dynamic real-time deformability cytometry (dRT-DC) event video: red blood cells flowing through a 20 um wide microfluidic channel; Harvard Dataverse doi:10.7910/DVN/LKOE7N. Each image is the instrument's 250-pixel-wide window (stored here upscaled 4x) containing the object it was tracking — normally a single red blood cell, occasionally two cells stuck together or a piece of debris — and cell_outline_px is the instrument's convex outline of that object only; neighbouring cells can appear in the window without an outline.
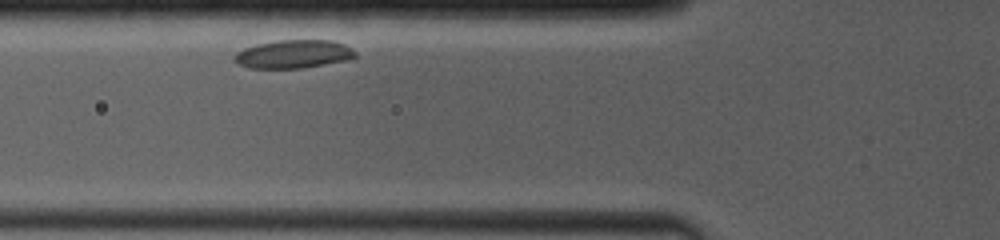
{"species": "common noctule bat (a hibernating species)", "species_latin": "Nyctalus noctula", "temperature_condition": "room temperature", "stored_images_in_passage": 17, "camera_frame_rate_fps": 4000, "um_per_image_px": 0.085, "animal": {"sex": "female", "body_mass_g": 19.0, "forearm_length_mm": 53.3}, "frame": {"image": 1, "passage_image": 2, "time_ms": 0.75, "image_size_px": [1000, 240], "cell_outline_px": [[356, 56], [344, 60], [324, 64], [300, 68], [248, 68], [240, 64], [232, 56], [236, 52], [244, 48], [256, 44], [276, 40], [332, 40], [344, 44], [356, 52]], "centroid_in_image_um": [24.91, 4.58], "position_along_channel_um": 100.9, "area_um2": 19.77}}
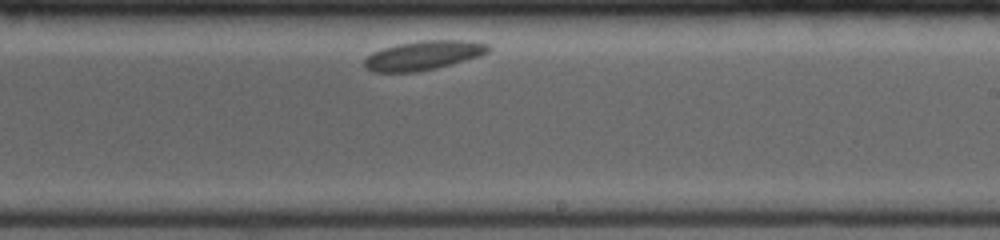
{"frame": {"image": 2, "passage_image": 10, "time_ms": 5.25, "image_size_px": [1000, 240], "cell_outline_px": [[492, 48], [488, 52], [480, 56], [452, 64], [436, 68], [416, 72], [372, 72], [364, 68], [364, 60], [372, 52], [396, 44], [424, 40], [468, 40], [488, 44]], "centroid_in_image_um": [35.99, 4.71], "position_along_channel_um": 253.0, "area_um2": 21.21}}
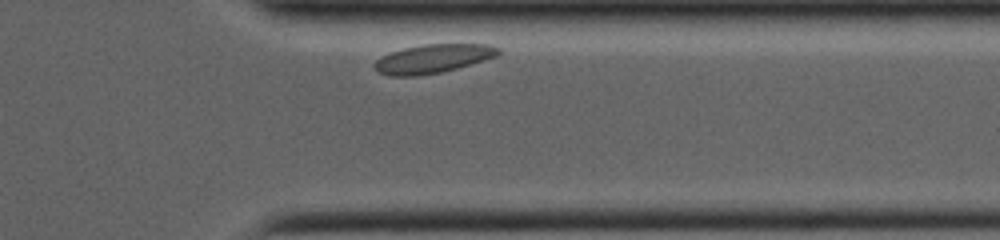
{"frame": {"image": 3, "passage_image": 16, "time_ms": 8.75, "image_size_px": [1000, 240], "cell_outline_px": [[500, 52], [496, 56], [484, 60], [456, 68], [440, 72], [416, 76], [388, 76], [372, 68], [372, 64], [380, 56], [404, 48], [424, 44], [492, 44], [500, 48]], "centroid_in_image_um": [36.77, 4.98], "position_along_channel_um": 374.6, "area_um2": 20.75}}